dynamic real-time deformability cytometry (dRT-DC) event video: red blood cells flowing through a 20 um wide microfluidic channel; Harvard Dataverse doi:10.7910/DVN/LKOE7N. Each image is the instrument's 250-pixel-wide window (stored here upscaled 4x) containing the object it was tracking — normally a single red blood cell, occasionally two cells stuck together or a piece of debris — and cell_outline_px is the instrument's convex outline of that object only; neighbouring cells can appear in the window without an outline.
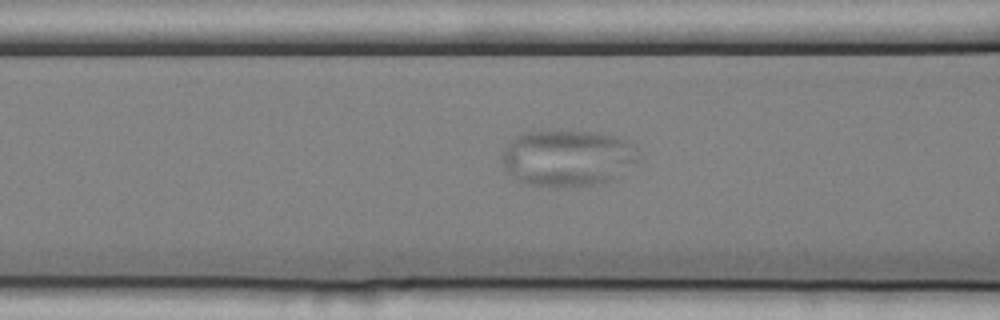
{"species": "common noctule bat (a hibernating species)", "species_latin": "Nyctalus noctula", "temperature_condition": "cold", "stored_images_in_passage": 5, "segment_of_instrument_passage": [2, 2], "camera_frame_rate_fps": 3000, "um_per_image_px": 0.085, "animal": {"sex": "female", "body_mass_g": 25.1}, "frame": {"image": 1, "passage_image": 5, "time_ms": 1.333, "image_size_px": [1000, 320], "cell_outline_px": [[636, 160], [616, 180], [592, 184], [556, 188], [528, 184], [512, 176], [504, 168], [504, 152], [508, 144], [520, 136], [528, 132], [592, 132], [616, 136], [624, 140], [636, 148]], "centroid_in_image_um": [48.27, 13.47], "position_along_channel_um": 118.3, "area_um2": 43.99}}